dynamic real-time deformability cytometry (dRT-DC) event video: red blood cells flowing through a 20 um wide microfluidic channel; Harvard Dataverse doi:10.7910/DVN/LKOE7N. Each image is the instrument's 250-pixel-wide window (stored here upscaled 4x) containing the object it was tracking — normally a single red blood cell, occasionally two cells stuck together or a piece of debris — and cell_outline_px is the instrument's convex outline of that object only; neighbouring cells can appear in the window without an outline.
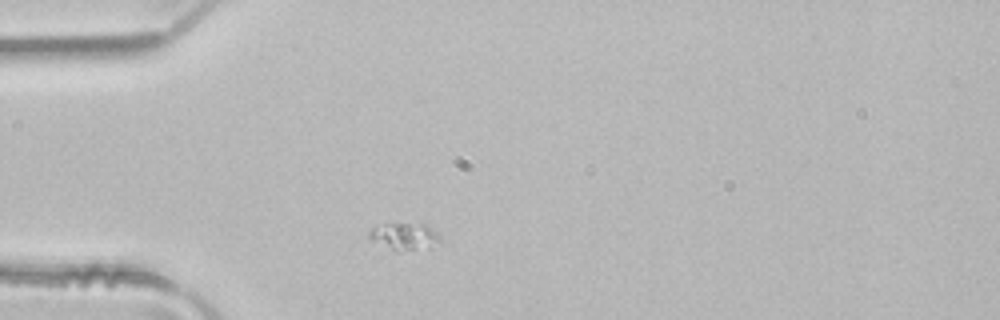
{"species": "common noctule bat (a hibernating species)", "species_latin": "Nyctalus noctula", "temperature_condition": "room temperature", "stored_images_in_passage": 2, "camera_frame_rate_fps": 3000, "um_per_image_px": 0.085, "animal": {"sex": "male", "body_mass_g": 21.5, "forearm_length_mm": 52.0}, "frame": {"image": 1, "passage_image": 1, "time_ms": 0.0, "image_size_px": [1000, 320], "cell_outline_px": [[440, 240], [428, 248], [396, 252], [372, 240], [368, 236], [368, 232], [372, 228], [384, 224], [424, 224], [436, 232], [440, 236]], "centroid_in_image_um": [34.36, 20.11], "position_along_channel_um": 50.6, "area_um2": 10.98}}